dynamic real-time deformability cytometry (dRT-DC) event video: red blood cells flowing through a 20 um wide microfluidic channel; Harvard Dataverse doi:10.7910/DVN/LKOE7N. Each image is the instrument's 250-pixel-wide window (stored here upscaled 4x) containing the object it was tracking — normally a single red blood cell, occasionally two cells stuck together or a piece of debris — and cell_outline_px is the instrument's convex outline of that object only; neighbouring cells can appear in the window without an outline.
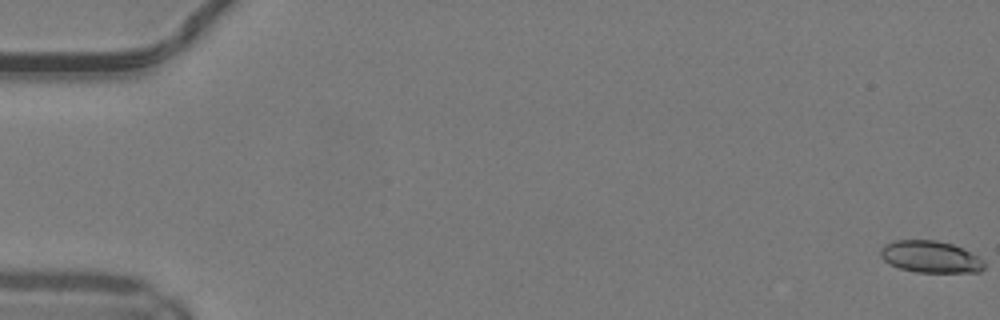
{"species": "common noctule bat (a hibernating species)", "species_latin": "Nyctalus noctula", "temperature_condition": "warm", "stored_images_in_passage": 51, "camera_frame_rate_fps": 3000, "um_per_image_px": 0.085, "animal": {"sex": "male", "body_mass_g": 19.2, "forearm_length_mm": 51.8}, "frame": {"image": 1, "passage_image": 1, "time_ms": 0.0, "image_size_px": [1000, 320], "cell_outline_px": [[984, 268], [980, 272], [916, 272], [900, 268], [888, 264], [880, 256], [880, 248], [884, 244], [896, 240], [936, 240], [952, 244], [984, 260]], "centroid_in_image_um": [79.04, 21.83], "position_along_channel_um": 6.0, "area_um2": 19.19}}
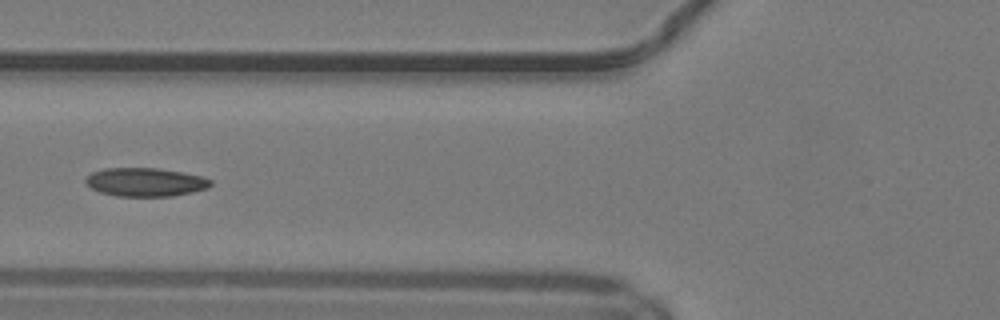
{"frame": {"image": 2, "passage_image": 21, "time_ms": 6.667, "image_size_px": [1000, 320], "cell_outline_px": [[212, 184], [208, 188], [192, 192], [172, 196], [116, 196], [100, 192], [92, 188], [84, 180], [92, 172], [104, 168], [156, 168], [184, 172], [204, 176], [212, 180]], "centroid_in_image_um": [12.4, 15.47], "position_along_channel_um": 113.4, "area_um2": 20.87}}
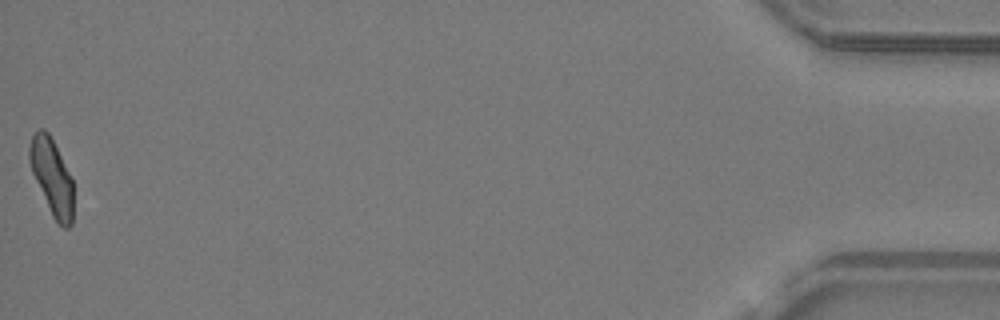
{"frame": {"image": 3, "passage_image": 51, "time_ms": 16.667, "image_size_px": [1000, 320], "cell_outline_px": [[72, 224], [68, 228], [64, 228], [52, 216], [32, 172], [28, 160], [28, 148], [32, 136], [40, 128], [44, 128], [48, 132], [72, 176]], "centroid_in_image_um": [4.4, 15.01], "position_along_channel_um": 430.8, "area_um2": 19.31}, "authors_computed_cell_mechanics": {"area_um2": 20.1722, "velocity_mm_per_s": 4.1617, "shape_relaxation_time_tau1_ms": null, "shape_relaxation_time_tau2_ms": 2.6529, "deformation_change_tau1": null, "deformation_change_tau2": 0.0813}}